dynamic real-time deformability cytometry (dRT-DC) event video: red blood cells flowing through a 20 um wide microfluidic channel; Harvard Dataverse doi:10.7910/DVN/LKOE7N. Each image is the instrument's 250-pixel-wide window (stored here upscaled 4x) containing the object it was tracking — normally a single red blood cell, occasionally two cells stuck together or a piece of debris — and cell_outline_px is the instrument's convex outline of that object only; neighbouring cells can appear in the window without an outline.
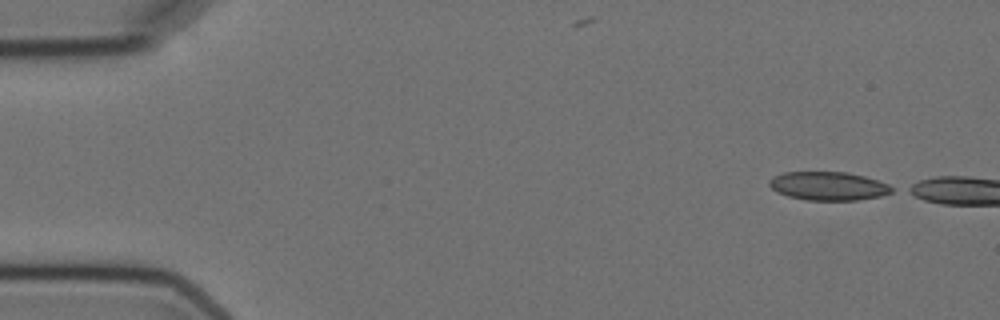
{"species": "Egyptian fruit bat (a non-hibernating species)", "species_latin": "Rousettus aegyptiacus", "temperature_condition": "cold", "stored_images_in_passage": 2, "camera_frame_rate_fps": 3000, "um_per_image_px": 0.085, "animal": {"sex": "female"}, "frame": {"image": 1, "passage_image": 1, "time_ms": 0.0, "image_size_px": [1000, 320], "cell_outline_px": [[896, 188], [892, 192], [880, 196], [856, 200], [808, 200], [788, 196], [776, 192], [768, 184], [768, 180], [772, 176], [784, 172], [844, 172], [864, 176], [888, 184]], "centroid_in_image_um": [70.38, 15.81], "position_along_channel_um": 14.6, "area_um2": 20.4}}